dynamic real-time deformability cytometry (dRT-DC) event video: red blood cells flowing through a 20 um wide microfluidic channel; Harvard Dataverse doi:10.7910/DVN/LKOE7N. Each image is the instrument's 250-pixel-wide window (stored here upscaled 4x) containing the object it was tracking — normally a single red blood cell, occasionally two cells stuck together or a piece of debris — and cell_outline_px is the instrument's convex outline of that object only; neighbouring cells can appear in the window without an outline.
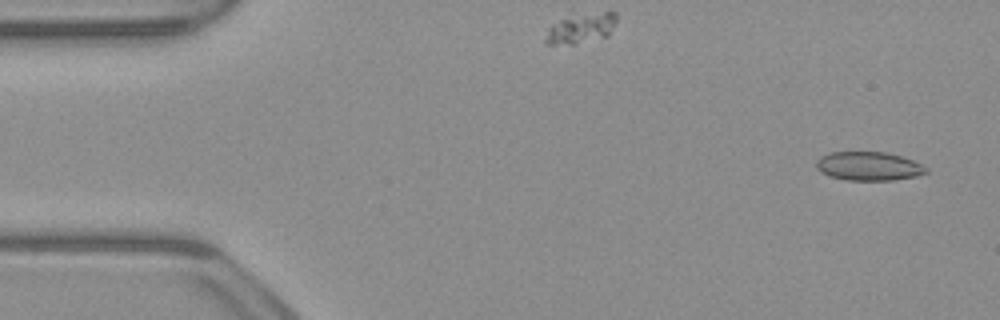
{"species": "common noctule bat (a hibernating species)", "species_latin": "Nyctalus noctula", "temperature_condition": "warm", "stored_images_in_passage": 52, "camera_frame_rate_fps": 3000, "um_per_image_px": 0.085, "animal": {"sex": "male", "body_mass_g": 23.1, "forearm_length_mm": 52.7}, "frame": {"image": 1, "passage_image": 3, "time_ms": 0.667, "image_size_px": [1000, 320], "cell_outline_px": [[928, 172], [916, 176], [896, 180], [844, 180], [828, 176], [820, 172], [816, 168], [816, 160], [820, 156], [828, 152], [888, 152], [912, 160], [928, 168]], "centroid_in_image_um": [73.8, 14.13], "position_along_channel_um": 11.2, "area_um2": 18.61}}
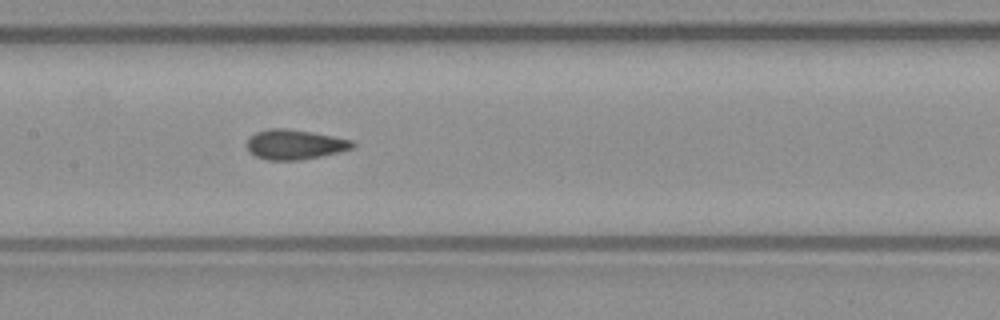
{"frame": {"image": 2, "passage_image": 25, "time_ms": 8.0, "image_size_px": [1000, 320], "cell_outline_px": [[356, 144], [352, 148], [340, 152], [300, 160], [268, 160], [256, 156], [248, 152], [248, 136], [256, 132], [268, 128], [288, 128], [312, 132], [352, 140]], "centroid_in_image_um": [25.04, 12.27], "position_along_channel_um": 182.4, "area_um2": 18.44}}
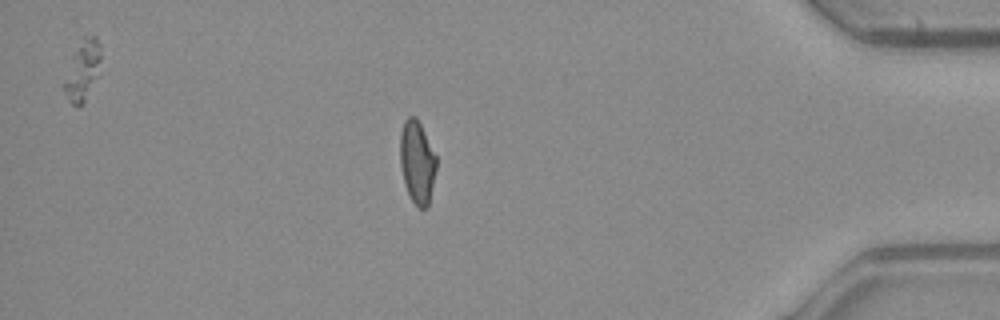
{"frame": {"image": 3, "passage_image": 45, "time_ms": 14.667, "image_size_px": [1000, 320], "cell_outline_px": [[436, 168], [428, 208], [420, 208], [412, 200], [404, 184], [400, 164], [400, 132], [404, 120], [408, 116], [416, 116], [436, 156]], "centroid_in_image_um": [35.44, 13.76], "position_along_channel_um": 399.8, "area_um2": 17.4}, "authors_computed_cell_mechanics": {"area_um2": 18.4382, "velocity_mm_per_s": 3.9422, "shape_relaxation_time_tau1_ms": null, "shape_relaxation_time_tau2_ms": 2.0308, "deformation_change_tau1": null, "deformation_change_tau2": 0.062}}